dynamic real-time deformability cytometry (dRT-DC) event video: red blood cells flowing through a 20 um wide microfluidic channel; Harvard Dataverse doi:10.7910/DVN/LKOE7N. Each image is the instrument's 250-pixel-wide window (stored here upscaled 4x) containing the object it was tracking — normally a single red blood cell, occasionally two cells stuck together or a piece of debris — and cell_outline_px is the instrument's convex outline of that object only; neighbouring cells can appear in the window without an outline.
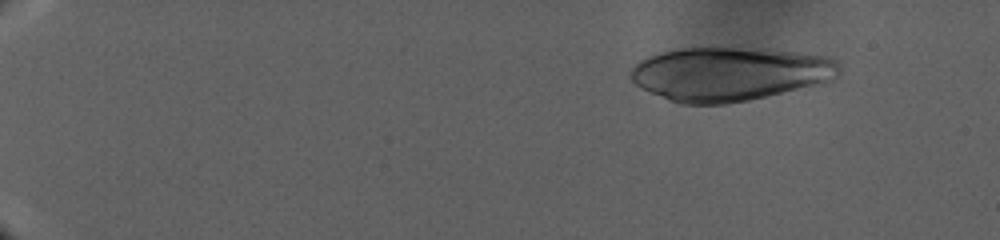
{"species": "human", "species_latin": "Homo sapiens", "temperature_condition": "warm", "stored_images_in_passage": 21, "camera_frame_rate_fps": 3000, "um_per_image_px": 0.085, "donor": {"sex": "male"}, "frame": {"image": 1, "passage_image": 1, "time_ms": 0.0, "image_size_px": [1000, 240], "cell_outline_px": [[840, 72], [832, 80], [748, 100], [724, 104], [680, 104], [668, 100], [640, 88], [628, 76], [628, 72], [640, 60], [648, 56], [660, 52], [680, 48], [756, 48], [796, 52], [828, 56], [836, 60], [840, 64]], "centroid_in_image_um": [61.97, 6.27], "position_along_channel_um": 23.0, "area_um2": 65.31}}